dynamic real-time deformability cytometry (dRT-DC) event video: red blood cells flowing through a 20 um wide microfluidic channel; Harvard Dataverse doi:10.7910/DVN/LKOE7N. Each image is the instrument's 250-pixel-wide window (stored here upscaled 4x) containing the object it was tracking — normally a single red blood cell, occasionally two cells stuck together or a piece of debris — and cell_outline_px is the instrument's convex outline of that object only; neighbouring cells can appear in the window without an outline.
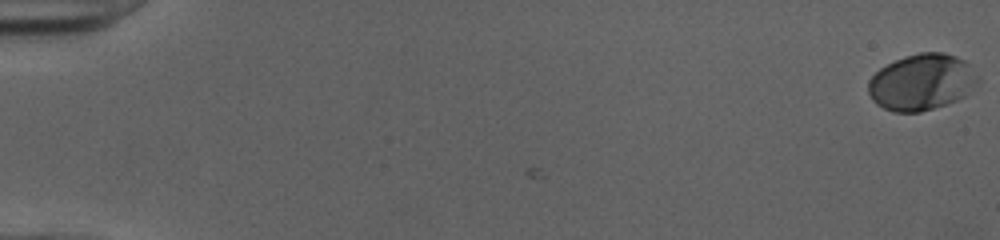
{"species": "human", "species_latin": "Homo sapiens", "temperature_condition": "cold", "stored_images_in_passage": 53, "camera_frame_rate_fps": 3000, "um_per_image_px": 0.085, "donor": {"sex": "female"}, "frame": {"image": 1, "passage_image": 1, "time_ms": 0.0, "image_size_px": [1000, 240], "cell_outline_px": [[980, 80], [964, 96], [956, 100], [920, 112], [892, 112], [876, 104], [872, 100], [868, 92], [868, 80], [880, 68], [904, 56], [920, 52], [944, 52], [956, 56], [964, 60], [980, 76]], "centroid_in_image_um": [78.34, 6.97], "position_along_channel_um": 6.7, "area_um2": 35.95}}
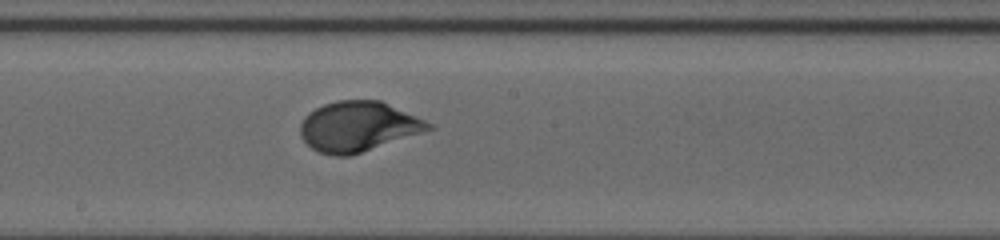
{"frame": {"image": 2, "passage_image": 31, "time_ms": 10.0, "image_size_px": [1000, 240], "cell_outline_px": [[436, 128], [348, 156], [332, 156], [320, 152], [312, 148], [300, 136], [300, 124], [304, 116], [308, 112], [324, 104], [336, 100], [380, 100], [436, 124]], "centroid_in_image_um": [30.46, 10.74], "position_along_channel_um": 217.7, "area_um2": 37.45}}
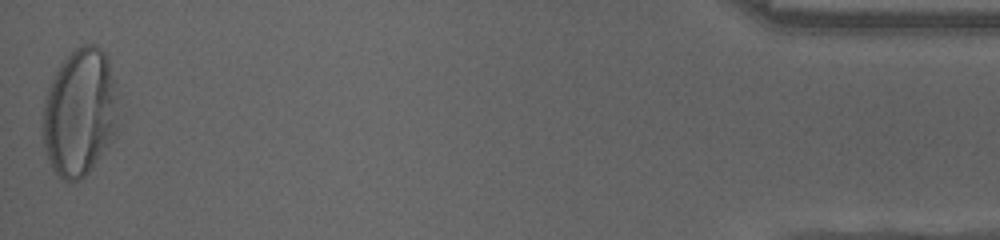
{"frame": {"image": 3, "passage_image": 53, "time_ms": 17.333, "image_size_px": [1000, 240], "cell_outline_px": [[120, 96], [116, 136], [92, 168], [80, 180], [72, 184], [60, 180], [52, 168], [48, 160], [44, 148], [44, 100], [48, 88], [60, 64], [76, 48], [84, 44], [96, 44], [108, 56], [116, 80]], "centroid_in_image_um": [6.84, 9.58], "position_along_channel_um": 428.4, "area_um2": 57.28}, "authors_computed_cell_mechanics": {"area_um2": 36.2984, "velocity_mm_per_s": 3.9932, "shape_relaxation_time_tau1_ms": 4.8632, "shape_relaxation_time_tau2_ms": null, "deformation_change_tau1": 0.2253, "deformation_change_tau2": null}}